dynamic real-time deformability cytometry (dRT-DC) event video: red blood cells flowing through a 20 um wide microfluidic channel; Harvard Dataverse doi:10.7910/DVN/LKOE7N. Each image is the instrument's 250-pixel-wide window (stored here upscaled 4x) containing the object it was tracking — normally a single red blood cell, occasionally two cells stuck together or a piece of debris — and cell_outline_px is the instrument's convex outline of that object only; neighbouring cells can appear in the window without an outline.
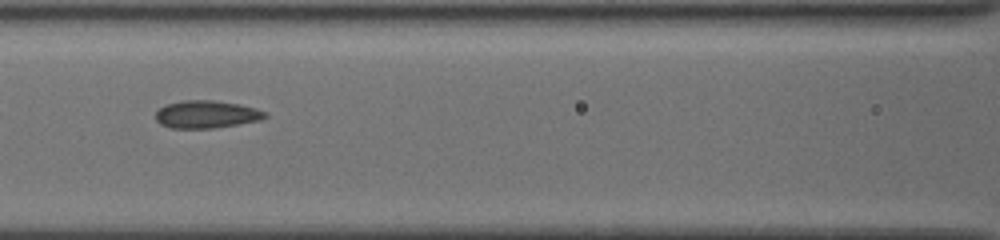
{"species": "common noctule bat (a hibernating species)", "species_latin": "Nyctalus noctula", "temperature_condition": "cold", "stored_images_in_passage": 36, "camera_frame_rate_fps": 3000, "um_per_image_px": 0.085, "animal": {"sex": "female", "body_mass_g": 19.5, "forearm_length_mm": 54.1}, "frame": {"image": 1, "passage_image": 15, "time_ms": 5.667, "image_size_px": [1000, 240], "cell_outline_px": [[268, 116], [260, 120], [240, 124], [216, 128], [172, 128], [160, 124], [156, 120], [156, 112], [164, 104], [184, 100], [216, 100], [240, 104], [256, 108], [268, 112]], "centroid_in_image_um": [17.58, 9.71], "position_along_channel_um": 149.0, "area_um2": 17.86}}
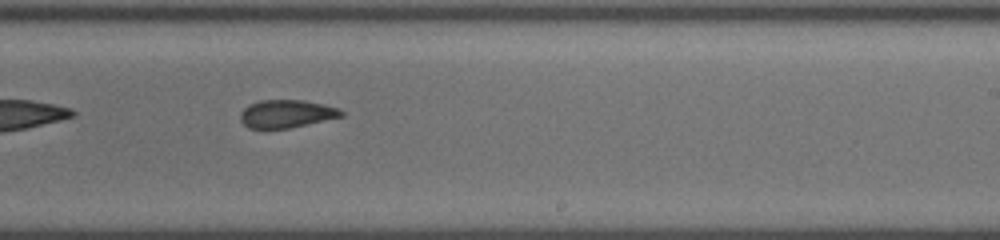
{"frame": {"image": 2, "passage_image": 23, "time_ms": 8.667, "image_size_px": [1000, 240], "cell_outline_px": [[344, 116], [288, 128], [248, 128], [240, 120], [240, 112], [248, 104], [260, 100], [304, 100], [324, 104], [340, 108], [344, 112]], "centroid_in_image_um": [24.35, 9.66], "position_along_channel_um": 264.6, "area_um2": 16.47}}
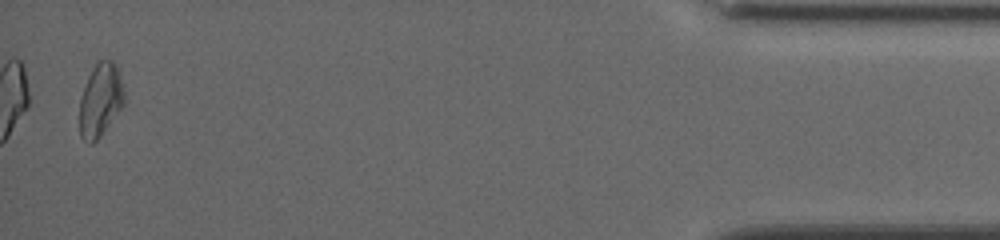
{"frame": {"image": 3, "passage_image": 36, "time_ms": 14.667, "image_size_px": [1000, 240], "cell_outline_px": [[124, 104], [100, 136], [92, 144], [88, 144], [80, 136], [80, 96], [88, 76], [92, 68], [100, 60], [112, 60], [116, 64], [120, 72], [124, 92]], "centroid_in_image_um": [8.53, 8.49], "position_along_channel_um": 426.7, "area_um2": 19.07}, "authors_computed_cell_mechanics": {"area_um2": 17.629, "velocity_mm_per_s": 3.8676, "shape_relaxation_time_tau1_ms": null, "shape_relaxation_time_tau2_ms": 1.5056, "deformation_change_tau1": null, "deformation_change_tau2": 0.0779}}